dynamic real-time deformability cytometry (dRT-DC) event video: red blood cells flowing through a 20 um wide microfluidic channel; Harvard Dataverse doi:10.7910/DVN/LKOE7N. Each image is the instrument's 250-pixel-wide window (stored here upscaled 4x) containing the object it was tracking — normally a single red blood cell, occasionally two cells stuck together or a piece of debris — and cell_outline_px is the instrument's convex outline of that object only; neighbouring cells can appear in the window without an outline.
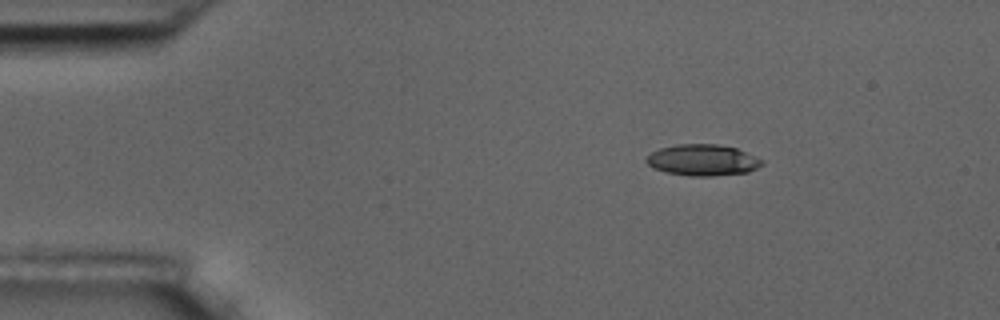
{"species": "common noctule bat (a hibernating species)", "species_latin": "Nyctalus noctula", "temperature_condition": "room temperature", "stored_images_in_passage": 9, "camera_frame_rate_fps": 3000, "um_per_image_px": 0.085, "animal": {"sex": "male", "body_mass_g": 17.5, "forearm_length_mm": 52.3}, "frame": {"image": 1, "passage_image": 1, "time_ms": 0.0, "image_size_px": [1000, 320], "cell_outline_px": [[764, 164], [748, 172], [712, 176], [688, 176], [668, 172], [656, 168], [648, 164], [644, 160], [652, 152], [660, 148], [676, 144], [716, 144], [736, 148], [764, 160]], "centroid_in_image_um": [59.75, 13.6], "position_along_channel_um": 25.3, "area_um2": 20.92}}
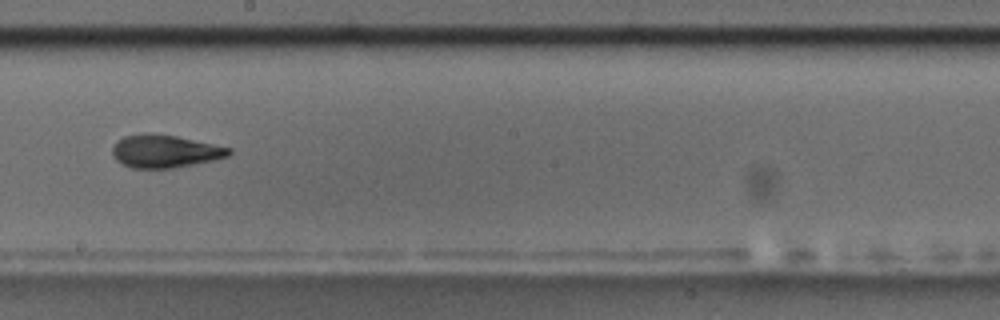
{"frame": {"image": 2, "passage_image": 7, "time_ms": 7.667, "image_size_px": [1000, 320], "cell_outline_px": [[232, 152], [228, 156], [212, 160], [172, 168], [132, 168], [116, 160], [112, 152], [112, 148], [116, 140], [124, 136], [144, 132], [148, 132], [176, 136], [232, 148]], "centroid_in_image_um": [13.98, 12.84], "position_along_channel_um": 234.2, "area_um2": 22.25}}
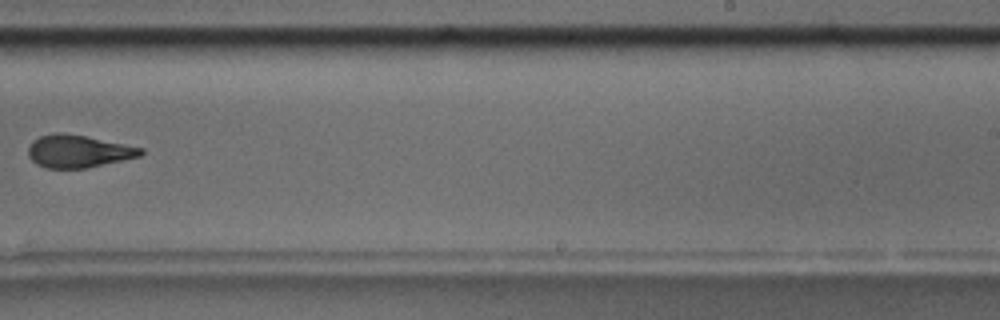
{"frame": {"image": 3, "passage_image": 8, "time_ms": 9.0, "image_size_px": [1000, 320], "cell_outline_px": [[144, 152], [140, 156], [84, 168], [44, 168], [36, 164], [28, 156], [28, 148], [32, 140], [40, 136], [52, 132], [64, 132], [144, 148]], "centroid_in_image_um": [6.6, 12.85], "position_along_channel_um": 282.4, "area_um2": 21.27}}